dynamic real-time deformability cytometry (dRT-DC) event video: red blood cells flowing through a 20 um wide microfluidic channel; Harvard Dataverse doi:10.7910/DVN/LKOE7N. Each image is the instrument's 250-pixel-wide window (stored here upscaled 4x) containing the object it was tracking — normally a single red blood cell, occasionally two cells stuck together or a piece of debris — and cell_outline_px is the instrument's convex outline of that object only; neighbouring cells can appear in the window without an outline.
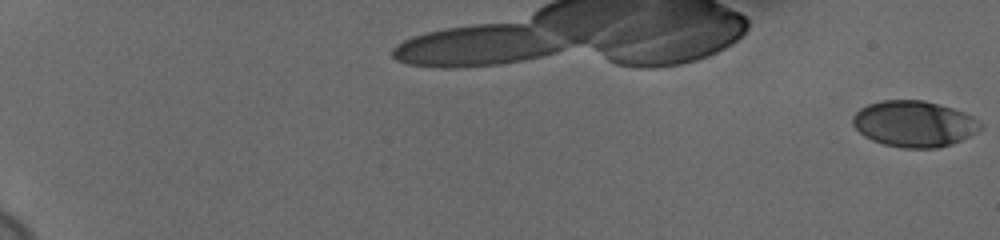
{"species": "human", "species_latin": "Homo sapiens", "temperature_condition": "cold", "stored_images_in_passage": 60, "camera_frame_rate_fps": 3000, "um_per_image_px": 0.085, "donor": {"sex": "female"}, "frame": {"image": 1, "passage_image": 1, "time_ms": 0.0, "image_size_px": [1000, 240], "cell_outline_px": [[984, 128], [952, 144], [936, 148], [904, 148], [884, 144], [872, 140], [864, 136], [852, 124], [852, 116], [860, 108], [868, 104], [880, 100], [924, 100], [940, 104], [964, 112], [972, 116], [984, 124]], "centroid_in_image_um": [77.71, 10.51], "position_along_channel_um": 7.3, "area_um2": 34.45}}
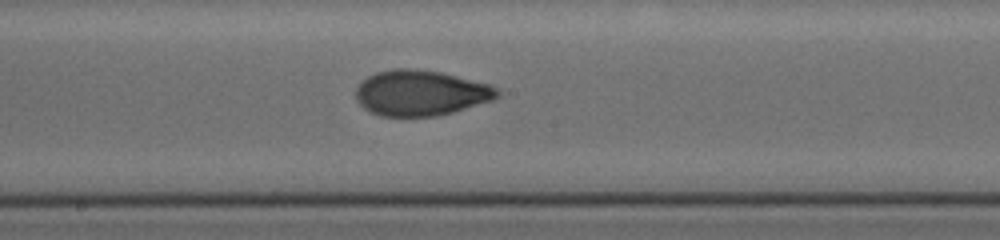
{"frame": {"image": 2, "passage_image": 37, "time_ms": 12.0, "image_size_px": [1000, 240], "cell_outline_px": [[500, 96], [492, 100], [452, 112], [436, 116], [380, 116], [364, 108], [356, 100], [356, 88], [368, 76], [376, 72], [396, 68], [408, 68], [440, 72], [488, 84], [496, 88], [500, 92]], "centroid_in_image_um": [35.74, 7.9], "position_along_channel_um": 212.5, "area_um2": 37.17}}
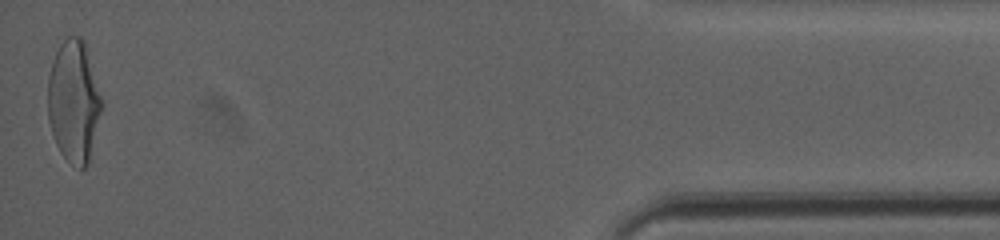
{"frame": {"image": 3, "passage_image": 60, "time_ms": 19.667, "image_size_px": [1000, 240], "cell_outline_px": [[104, 104], [88, 164], [84, 168], [80, 168], [68, 160], [60, 152], [56, 144], [48, 120], [48, 76], [52, 60], [60, 44], [68, 36], [76, 36], [84, 40], [104, 100]], "centroid_in_image_um": [6.3, 8.6], "position_along_channel_um": 428.9, "area_um2": 38.61}, "authors_computed_cell_mechanics": {"area_um2": 36.125, "velocity_mm_per_s": 3.6837, "shape_relaxation_time_tau1_ms": 3.9002, "shape_relaxation_time_tau2_ms": 1.6141, "deformation_change_tau1": 0.1701, "deformation_change_tau2": 0.0624}}